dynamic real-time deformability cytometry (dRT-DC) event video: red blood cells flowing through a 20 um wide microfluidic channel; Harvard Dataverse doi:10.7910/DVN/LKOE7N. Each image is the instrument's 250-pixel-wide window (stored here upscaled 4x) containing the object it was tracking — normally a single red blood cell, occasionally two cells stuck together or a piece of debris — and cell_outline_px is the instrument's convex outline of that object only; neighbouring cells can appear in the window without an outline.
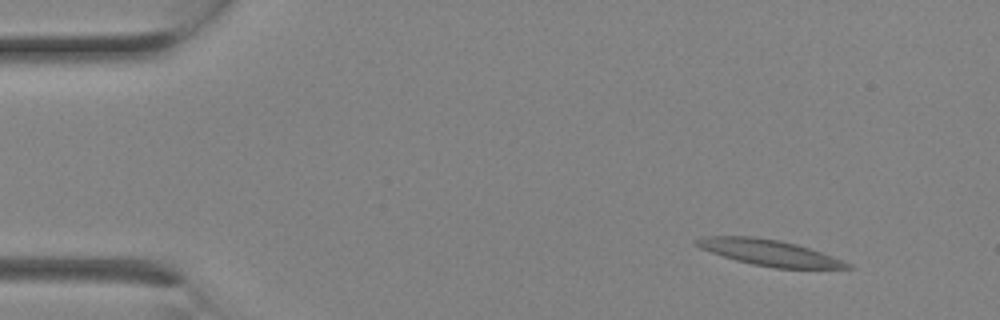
{"species": "Egyptian fruit bat (a non-hibernating species)", "species_latin": "Rousettus aegyptiacus", "temperature_condition": "room temperature", "stored_images_in_passage": 2, "camera_frame_rate_fps": 3000, "um_per_image_px": 0.085, "animal": {"sex": "female"}, "frame": {"image": 1, "passage_image": 1, "time_ms": 0.0, "image_size_px": [1000, 320], "cell_outline_px": [[852, 268], [776, 268], [752, 264], [736, 260], [700, 248], [696, 244], [696, 240], [704, 236], [756, 236], [780, 240], [796, 244], [832, 256], [852, 264]], "centroid_in_image_um": [65.39, 21.47], "position_along_channel_um": 19.6, "area_um2": 22.48}}
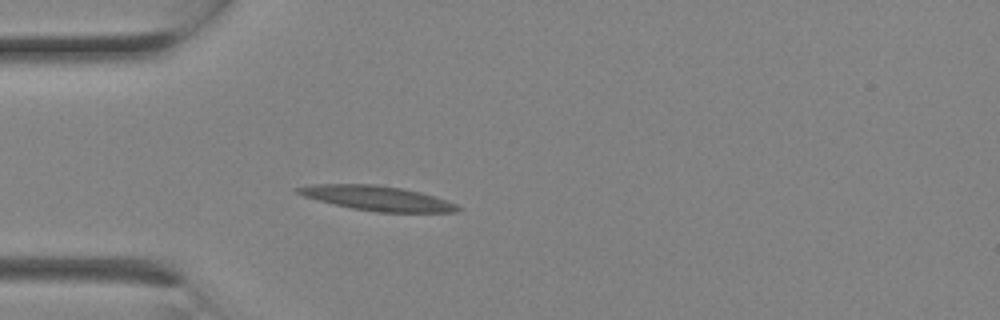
{"frame": {"image": 2, "passage_image": 2, "time_ms": 0.333, "image_size_px": [1000, 320], "cell_outline_px": [[464, 208], [456, 212], [380, 212], [352, 208], [304, 196], [296, 192], [292, 188], [312, 184], [376, 184], [400, 188], [420, 192], [436, 196], [456, 204]], "centroid_in_image_um": [32.09, 16.84], "position_along_channel_um": 52.9, "area_um2": 22.89}}